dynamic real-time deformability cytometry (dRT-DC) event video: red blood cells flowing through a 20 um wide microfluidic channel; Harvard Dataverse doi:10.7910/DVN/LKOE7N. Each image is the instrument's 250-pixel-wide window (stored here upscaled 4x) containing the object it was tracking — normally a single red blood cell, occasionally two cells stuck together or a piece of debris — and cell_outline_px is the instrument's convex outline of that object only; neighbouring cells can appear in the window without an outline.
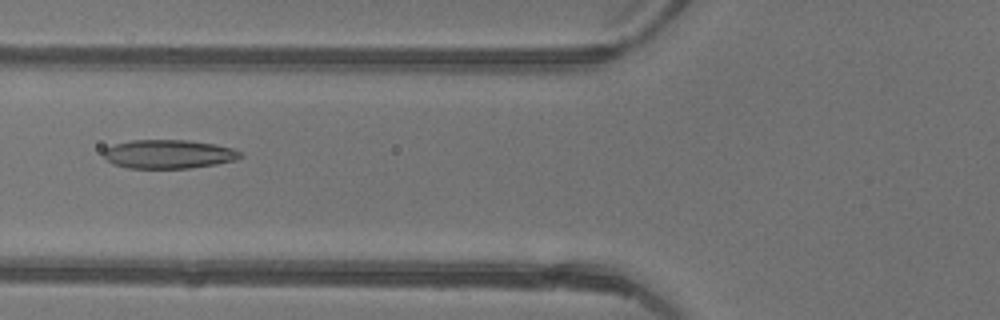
{"species": "common noctule bat (a hibernating species)", "species_latin": "Nyctalus noctula", "temperature_condition": "warm", "stored_images_in_passage": 47, "camera_frame_rate_fps": 3000, "um_per_image_px": 0.085, "animal": {"sex": "female"}, "frame": {"image": 1, "passage_image": 19, "time_ms": 6.0, "image_size_px": [1000, 320], "cell_outline_px": [[244, 156], [236, 160], [216, 164], [188, 168], [128, 168], [112, 164], [104, 156], [104, 148], [116, 144], [132, 140], [188, 140], [216, 144], [232, 148], [244, 152]], "centroid_in_image_um": [14.38, 13.1], "position_along_channel_um": 111.4, "area_um2": 23.06}}
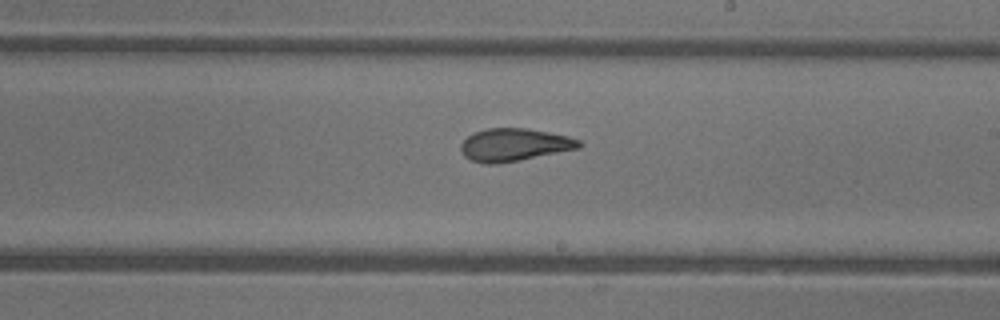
{"frame": {"image": 2, "passage_image": 28, "time_ms": 9.0, "image_size_px": [1000, 320], "cell_outline_px": [[584, 144], [580, 148], [520, 160], [496, 164], [488, 164], [472, 160], [464, 156], [460, 148], [460, 144], [472, 132], [488, 128], [524, 128], [548, 132], [568, 136], [580, 140]], "centroid_in_image_um": [43.72, 12.3], "position_along_channel_um": 245.3, "area_um2": 22.54}}
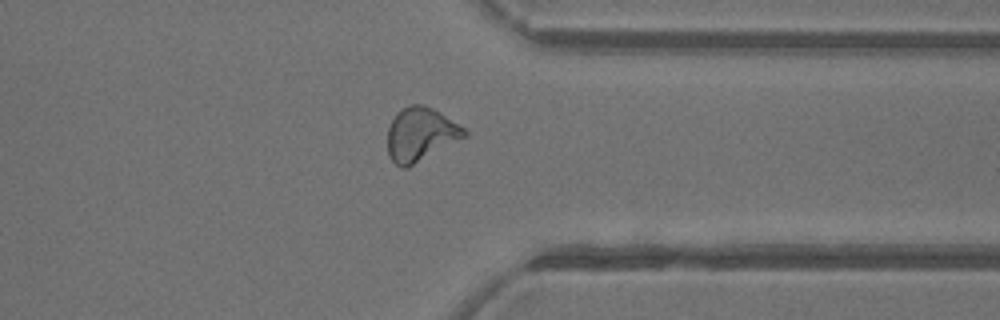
{"frame": {"image": 3, "passage_image": 37, "time_ms": 12.0, "image_size_px": [1000, 320], "cell_outline_px": [[468, 136], [408, 168], [400, 168], [388, 156], [388, 128], [396, 112], [412, 104], [424, 104], [432, 108], [464, 128], [468, 132]], "centroid_in_image_um": [35.75, 11.45], "position_along_channel_um": 375.7, "area_um2": 24.04}, "authors_computed_cell_mechanics": {"area_um2": 24.0448, "velocity_mm_per_s": 4.4641, "shape_relaxation_time_tau1_ms": 7.636, "shape_relaxation_time_tau2_ms": 1.4088, "deformation_change_tau1": 0.2457, "deformation_change_tau2": 0.0786}}